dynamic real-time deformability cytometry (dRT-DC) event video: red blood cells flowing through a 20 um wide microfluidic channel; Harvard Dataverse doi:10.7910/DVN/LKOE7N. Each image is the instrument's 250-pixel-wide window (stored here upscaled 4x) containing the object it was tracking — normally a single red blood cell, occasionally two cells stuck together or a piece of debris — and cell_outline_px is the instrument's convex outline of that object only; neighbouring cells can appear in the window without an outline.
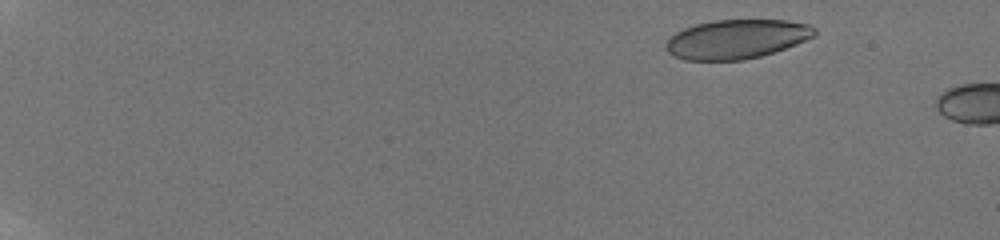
{"species": "human", "species_latin": "Homo sapiens", "temperature_condition": "room temperature", "stored_images_in_passage": 6, "camera_frame_rate_fps": 3000, "um_per_image_px": 0.085, "donor": {"sex": "male"}, "frame": {"image": 1, "passage_image": 4, "time_ms": 1.333, "image_size_px": [1000, 240], "cell_outline_px": [[816, 36], [796, 44], [760, 56], [744, 60], [684, 60], [668, 52], [664, 48], [664, 44], [676, 32], [684, 28], [696, 24], [712, 20], [784, 20], [808, 24], [816, 28]], "centroid_in_image_um": [62.61, 3.32], "position_along_channel_um": 22.4, "area_um2": 33.87}}